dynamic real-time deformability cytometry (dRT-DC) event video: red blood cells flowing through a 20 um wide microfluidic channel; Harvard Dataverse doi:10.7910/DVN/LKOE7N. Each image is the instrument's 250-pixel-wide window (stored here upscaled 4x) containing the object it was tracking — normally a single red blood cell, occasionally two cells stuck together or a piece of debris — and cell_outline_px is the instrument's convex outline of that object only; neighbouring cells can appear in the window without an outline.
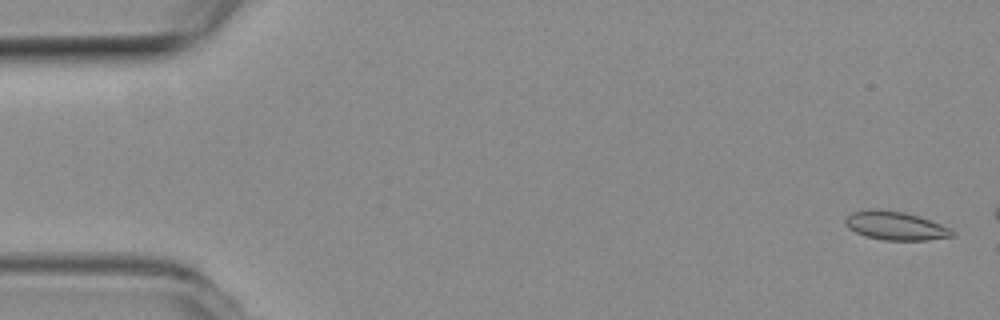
{"species": "common noctule bat (a hibernating species)", "species_latin": "Nyctalus noctula", "temperature_condition": "room temperature", "stored_images_in_passage": 4, "camera_frame_rate_fps": 3000, "um_per_image_px": 0.085, "animal": {"sex": "female", "body_mass_g": 19.3, "forearm_length_mm": 54.1}, "frame": {"image": 1, "passage_image": 1, "time_ms": 0.0, "image_size_px": [1000, 320], "cell_outline_px": [[956, 236], [928, 240], [884, 240], [864, 236], [848, 228], [844, 224], [844, 220], [852, 212], [872, 208], [876, 208], [904, 212], [920, 216], [932, 220], [956, 232]], "centroid_in_image_um": [76.12, 19.18], "position_along_channel_um": 8.9, "area_um2": 18.03}}